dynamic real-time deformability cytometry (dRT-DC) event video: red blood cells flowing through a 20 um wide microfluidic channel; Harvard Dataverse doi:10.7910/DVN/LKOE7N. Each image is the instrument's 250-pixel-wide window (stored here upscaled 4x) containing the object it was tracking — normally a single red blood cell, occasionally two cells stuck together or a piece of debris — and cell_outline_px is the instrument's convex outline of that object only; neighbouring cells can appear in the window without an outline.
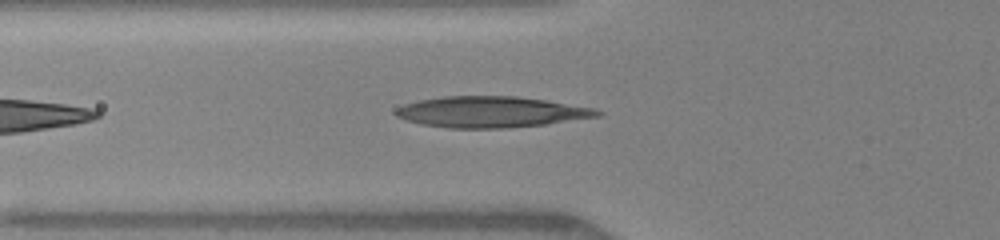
{"species": "human", "species_latin": "Homo sapiens", "temperature_condition": "warm", "stored_images_in_passage": 28, "camera_frame_rate_fps": 3000, "um_per_image_px": 0.085, "donor": {"sex": "female"}, "frame": {"image": 1, "passage_image": 4, "time_ms": 1.0, "image_size_px": [1000, 240], "cell_outline_px": [[604, 112], [600, 116], [544, 124], [504, 128], [448, 128], [420, 124], [396, 116], [396, 108], [404, 104], [420, 100], [444, 96], [516, 96], [544, 100], [596, 108]], "centroid_in_image_um": [41.74, 9.51], "position_along_channel_um": 84.1, "area_um2": 36.24}}
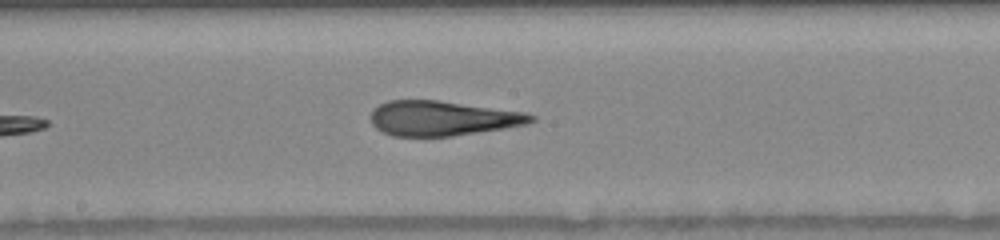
{"frame": {"image": 2, "passage_image": 14, "time_ms": 4.0, "image_size_px": [1000, 240], "cell_outline_px": [[536, 120], [528, 124], [452, 136], [392, 136], [376, 128], [372, 124], [372, 108], [388, 100], [436, 100], [524, 112], [536, 116]], "centroid_in_image_um": [37.59, 10.05], "position_along_channel_um": 210.6, "area_um2": 32.31}}
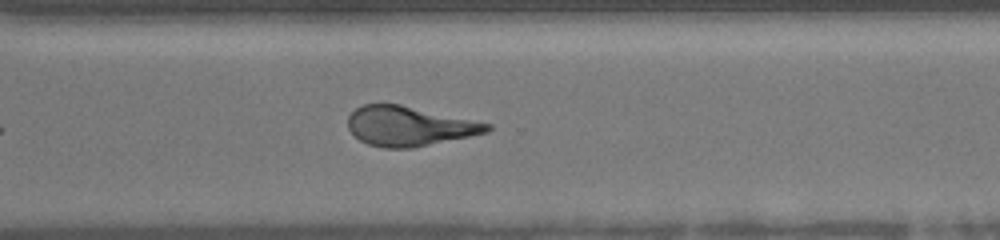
{"frame": {"image": 3, "passage_image": 26, "time_ms": 7.0, "image_size_px": [1000, 240], "cell_outline_px": [[492, 128], [488, 132], [412, 148], [384, 148], [368, 144], [360, 140], [348, 128], [348, 116], [356, 108], [364, 104], [400, 104], [492, 124]], "centroid_in_image_um": [34.77, 10.72], "position_along_channel_um": 335.8, "area_um2": 31.85}}